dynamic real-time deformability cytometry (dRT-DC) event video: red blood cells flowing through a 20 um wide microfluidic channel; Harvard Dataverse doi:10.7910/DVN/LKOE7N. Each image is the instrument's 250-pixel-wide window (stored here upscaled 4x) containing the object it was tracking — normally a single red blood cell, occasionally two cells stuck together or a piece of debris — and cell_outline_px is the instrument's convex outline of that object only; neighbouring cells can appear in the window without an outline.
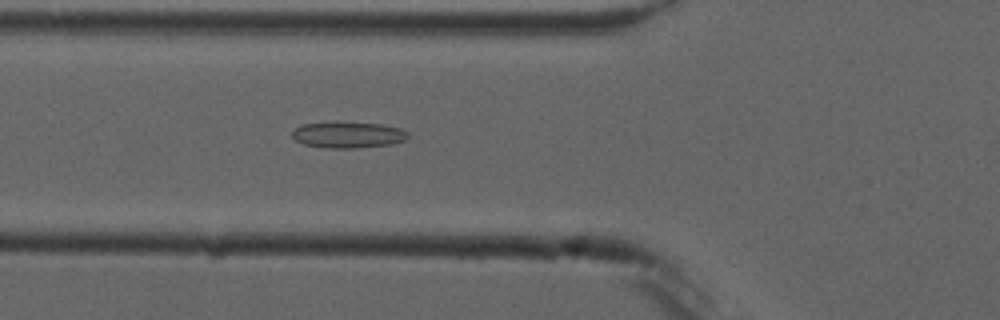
{"species": "common noctule bat (a hibernating species)", "species_latin": "Nyctalus noctula", "temperature_condition": "cold", "stored_images_in_passage": 5, "camera_frame_rate_fps": 3000, "um_per_image_px": 0.085, "animal": {"sex": "male", "forearm_length_mm": 52.5}, "frame": {"image": 1, "passage_image": 5, "time_ms": 4.667, "image_size_px": [1000, 320], "cell_outline_px": [[408, 136], [404, 140], [392, 144], [356, 148], [324, 148], [304, 144], [296, 140], [292, 136], [292, 128], [300, 124], [380, 124], [404, 128], [408, 132]], "centroid_in_image_um": [29.6, 11.49], "position_along_channel_um": 96.2, "area_um2": 17.22}}